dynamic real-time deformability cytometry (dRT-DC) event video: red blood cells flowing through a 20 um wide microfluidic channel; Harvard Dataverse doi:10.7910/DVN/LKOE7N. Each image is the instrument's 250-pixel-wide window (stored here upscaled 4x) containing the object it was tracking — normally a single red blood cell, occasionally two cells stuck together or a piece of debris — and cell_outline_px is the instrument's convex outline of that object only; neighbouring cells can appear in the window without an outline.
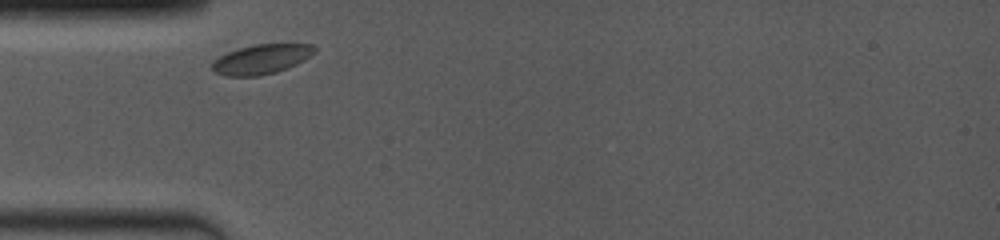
{"species": "common noctule bat (a hibernating species)", "species_latin": "Nyctalus noctula", "temperature_condition": "room temperature", "stored_images_in_passage": 2, "camera_frame_rate_fps": 4000, "um_per_image_px": 0.085, "animal": {"sex": "female", "body_mass_g": 19.0, "forearm_length_mm": 53.3}, "frame": {"image": 1, "passage_image": 1, "time_ms": 0.0, "image_size_px": [1000, 240], "cell_outline_px": [[316, 52], [304, 60], [296, 64], [276, 72], [260, 76], [228, 76], [216, 72], [212, 68], [212, 64], [220, 56], [228, 52], [240, 48], [256, 44], [312, 44], [316, 48]], "centroid_in_image_um": [22.26, 5.03], "position_along_channel_um": 62.7, "area_um2": 17.46}}
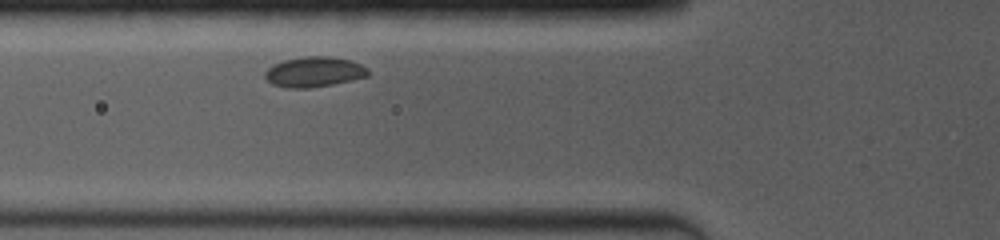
{"frame": {"image": 2, "passage_image": 2, "time_ms": 1.0, "image_size_px": [1000, 240], "cell_outline_px": [[372, 72], [368, 76], [332, 84], [308, 88], [288, 88], [272, 84], [264, 76], [264, 72], [272, 64], [284, 60], [304, 56], [328, 56], [348, 60], [360, 64], [368, 68]], "centroid_in_image_um": [26.69, 6.11], "position_along_channel_um": 99.1, "area_um2": 18.15}}